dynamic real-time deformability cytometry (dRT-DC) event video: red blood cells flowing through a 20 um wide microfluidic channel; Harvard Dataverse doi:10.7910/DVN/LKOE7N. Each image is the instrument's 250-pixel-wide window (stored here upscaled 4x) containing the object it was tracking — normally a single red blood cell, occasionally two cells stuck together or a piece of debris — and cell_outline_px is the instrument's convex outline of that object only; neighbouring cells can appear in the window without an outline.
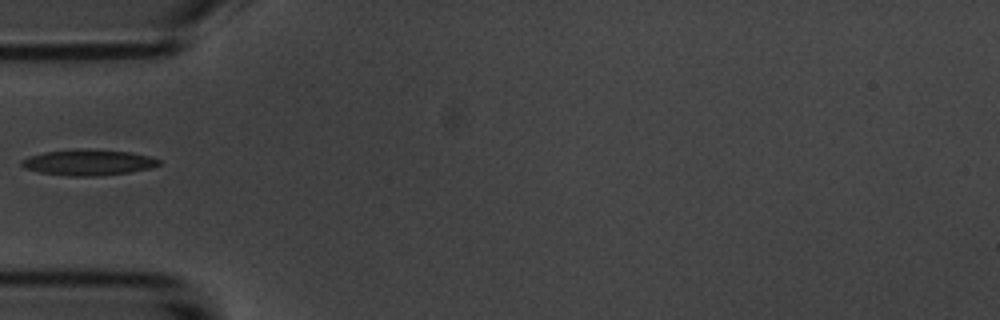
{"species": "common noctule bat (a hibernating species)", "species_latin": "Nyctalus noctula", "temperature_condition": "room temperature", "stored_images_in_passage": 1, "camera_frame_rate_fps": 3000, "um_per_image_px": 0.085, "animal": {"sex": "male", "body_mass_g": 20.1, "forearm_length_mm": 53.5}, "frame": {"image": 1, "passage_image": 1, "time_ms": 0.0, "image_size_px": [1000, 320], "cell_outline_px": [[160, 164], [152, 168], [128, 172], [96, 176], [68, 176], [40, 172], [24, 168], [20, 164], [20, 160], [28, 156], [44, 152], [76, 148], [88, 148], [128, 152], [152, 156], [160, 160]], "centroid_in_image_um": [7.49, 13.79], "position_along_channel_um": 77.5, "area_um2": 20.92}}